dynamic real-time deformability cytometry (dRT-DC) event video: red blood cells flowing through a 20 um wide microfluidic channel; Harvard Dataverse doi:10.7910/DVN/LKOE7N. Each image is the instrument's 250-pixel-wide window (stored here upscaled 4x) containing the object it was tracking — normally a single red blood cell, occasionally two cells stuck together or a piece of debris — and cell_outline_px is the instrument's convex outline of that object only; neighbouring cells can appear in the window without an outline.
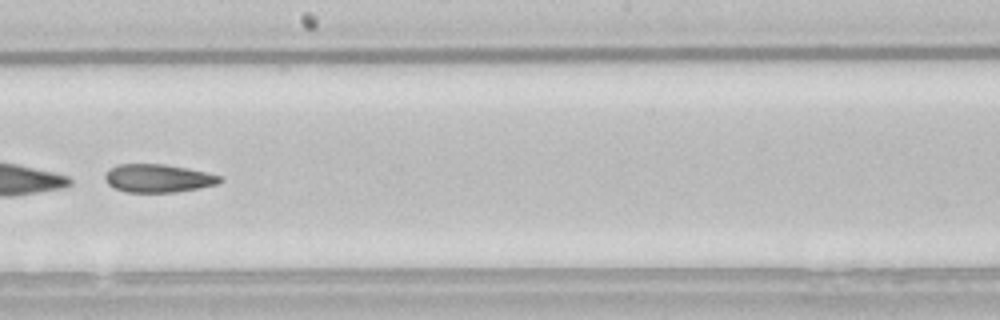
{"species": "common noctule bat (a hibernating species)", "species_latin": "Nyctalus noctula", "temperature_condition": "room temperature", "stored_images_in_passage": 42, "camera_frame_rate_fps": 3000, "um_per_image_px": 0.085, "animal": {"sex": "male", "body_mass_g": 21.5, "forearm_length_mm": 52.0}, "frame": {"image": 1, "passage_image": 29, "time_ms": 9.333, "image_size_px": [1000, 320], "cell_outline_px": [[224, 180], [216, 184], [200, 188], [176, 192], [124, 192], [108, 184], [104, 180], [104, 176], [112, 168], [120, 164], [164, 164], [224, 176]], "centroid_in_image_um": [13.46, 15.16], "position_along_channel_um": 234.7, "area_um2": 18.73}, "authors_computed_cell_mechanics": {"area_um2": 19.7387, "velocity_mm_per_s": 3.8047, "shape_relaxation_time_tau1_ms": null, "shape_relaxation_time_tau2_ms": 3.5143, "deformation_change_tau1": null, "deformation_change_tau2": 0.0799}}